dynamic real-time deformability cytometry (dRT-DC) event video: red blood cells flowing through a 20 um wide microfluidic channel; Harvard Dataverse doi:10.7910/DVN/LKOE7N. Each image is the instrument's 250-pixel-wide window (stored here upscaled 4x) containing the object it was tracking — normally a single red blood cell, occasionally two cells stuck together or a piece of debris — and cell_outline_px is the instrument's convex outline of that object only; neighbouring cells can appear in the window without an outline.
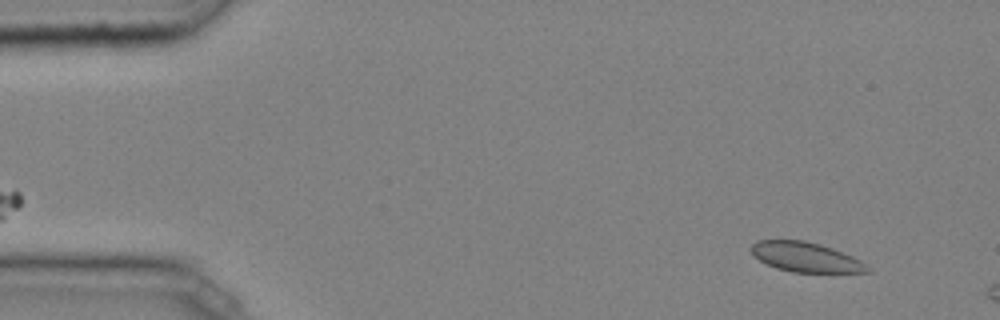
{"species": "common noctule bat (a hibernating species)", "species_latin": "Nyctalus noctula", "temperature_condition": "cold", "stored_images_in_passage": 10, "camera_frame_rate_fps": 3000, "um_per_image_px": 0.085, "animal": {"sex": "male", "body_mass_g": 20.4}, "frame": {"image": 1, "passage_image": 4, "time_ms": 1.0, "image_size_px": [1000, 320], "cell_outline_px": [[872, 272], [792, 272], [776, 268], [760, 260], [748, 248], [756, 240], [804, 240], [820, 244], [832, 248], [852, 256], [860, 260], [872, 268]], "centroid_in_image_um": [68.5, 21.85], "position_along_channel_um": 16.5, "area_um2": 20.11}}